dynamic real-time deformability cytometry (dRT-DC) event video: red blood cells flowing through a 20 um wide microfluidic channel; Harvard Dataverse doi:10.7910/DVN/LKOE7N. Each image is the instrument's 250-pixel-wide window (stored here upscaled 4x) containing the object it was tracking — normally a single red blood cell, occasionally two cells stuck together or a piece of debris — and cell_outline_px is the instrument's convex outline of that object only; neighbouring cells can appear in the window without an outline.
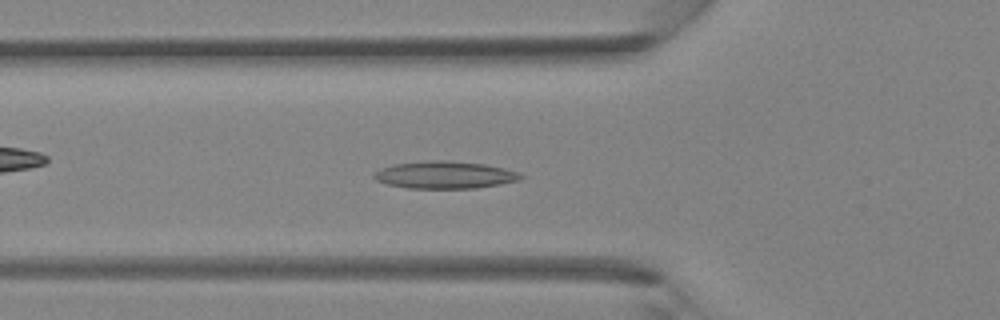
{"species": "Egyptian fruit bat (a non-hibernating species)", "species_latin": "Rousettus aegyptiacus", "temperature_condition": "room temperature", "stored_images_in_passage": 39, "camera_frame_rate_fps": 3000, "um_per_image_px": 0.085, "animal": {"sex": "female"}, "frame": {"image": 1, "passage_image": 11, "time_ms": 3.333, "image_size_px": [1000, 320], "cell_outline_px": [[524, 176], [520, 180], [500, 184], [476, 188], [408, 188], [388, 184], [376, 180], [372, 176], [380, 168], [392, 164], [428, 160], [444, 160], [484, 164], [504, 168], [516, 172]], "centroid_in_image_um": [37.79, 14.86], "position_along_channel_um": 88.0, "area_um2": 23.29}}
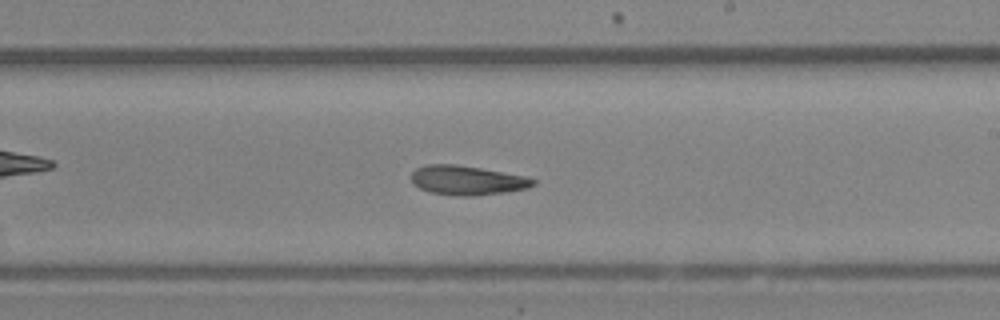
{"frame": {"image": 2, "passage_image": 21, "time_ms": 6.667, "image_size_px": [1000, 320], "cell_outline_px": [[536, 184], [528, 188], [504, 192], [476, 196], [456, 196], [432, 192], [420, 188], [412, 184], [412, 172], [416, 168], [428, 164], [456, 164], [480, 168], [524, 176], [536, 180]], "centroid_in_image_um": [39.7, 15.33], "position_along_channel_um": 249.3, "area_um2": 20.75}}
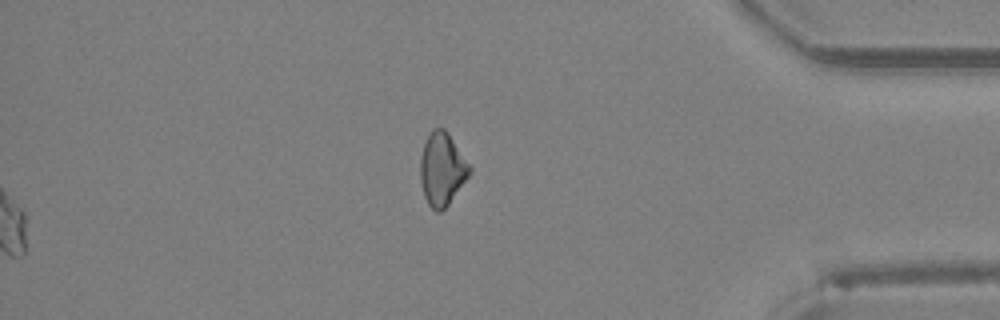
{"frame": {"image": 3, "passage_image": 39, "time_ms": 12.667, "image_size_px": [1000, 320], "cell_outline_px": [[472, 172], [448, 204], [440, 212], [436, 212], [428, 204], [424, 196], [420, 180], [420, 160], [424, 144], [432, 128], [444, 128], [448, 132], [472, 168]], "centroid_in_image_um": [37.58, 14.37], "position_along_channel_um": 397.6, "area_um2": 20.87}}